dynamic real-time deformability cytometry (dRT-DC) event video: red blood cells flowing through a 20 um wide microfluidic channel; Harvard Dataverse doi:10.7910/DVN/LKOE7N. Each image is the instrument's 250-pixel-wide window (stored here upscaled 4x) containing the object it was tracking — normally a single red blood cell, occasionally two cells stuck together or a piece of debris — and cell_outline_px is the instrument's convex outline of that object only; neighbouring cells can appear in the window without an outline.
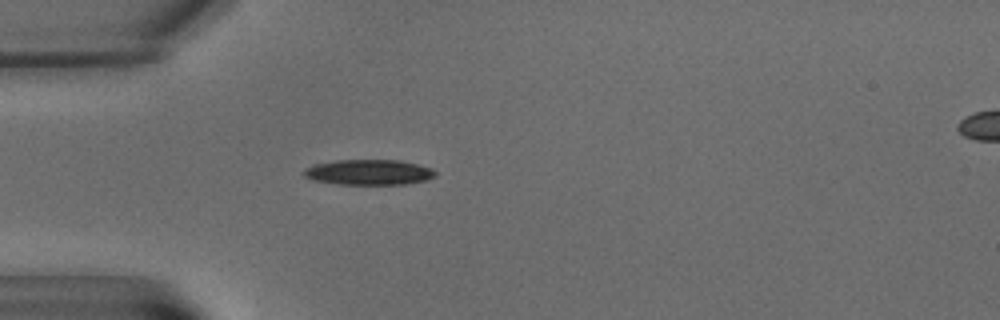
{"species": "common noctule bat (a hibernating species)", "species_latin": "Nyctalus noctula", "temperature_condition": "warm", "stored_images_in_passage": 4, "camera_frame_rate_fps": 3000, "um_per_image_px": 0.085, "animal": {"sex": "male", "body_mass_g": 15.6}, "frame": {"image": 1, "passage_image": 1, "time_ms": 0.0, "image_size_px": [1000, 320], "cell_outline_px": [[436, 176], [428, 180], [404, 184], [336, 184], [312, 180], [304, 176], [300, 172], [304, 168], [312, 164], [336, 160], [400, 160], [432, 168], [436, 172]], "centroid_in_image_um": [31.3, 14.64], "position_along_channel_um": 53.7, "area_um2": 19.71}}
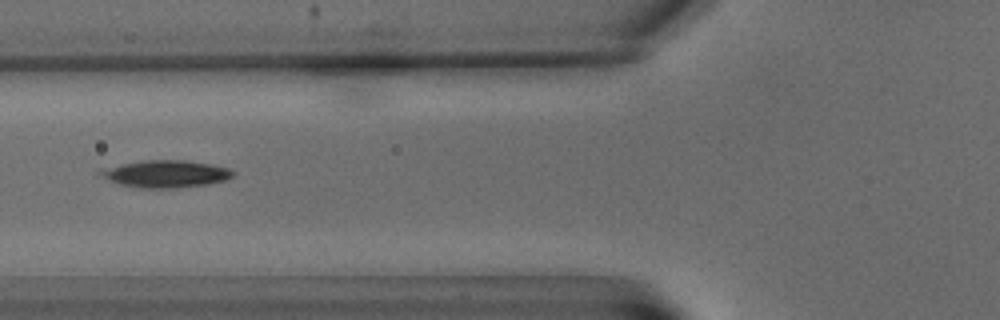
{"frame": {"image": 2, "passage_image": 3, "time_ms": 2.333, "image_size_px": [1000, 320], "cell_outline_px": [[236, 176], [224, 180], [204, 184], [176, 188], [140, 188], [120, 184], [96, 176], [96, 172], [100, 168], [144, 160], [184, 160], [212, 164], [228, 168], [236, 172]], "centroid_in_image_um": [14.02, 14.77], "position_along_channel_um": 111.8, "area_um2": 21.27}}
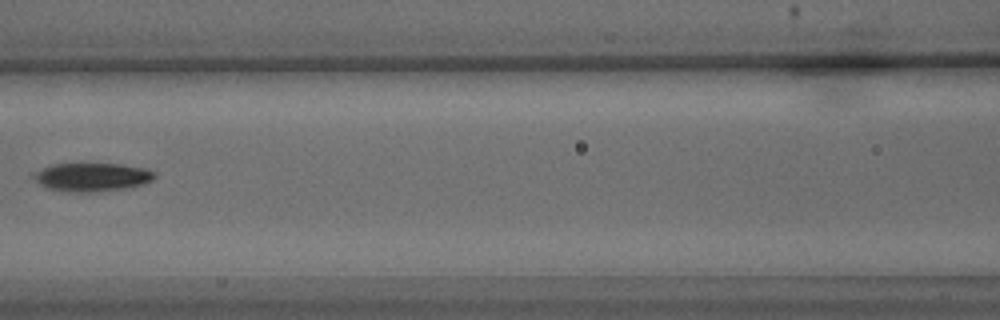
{"frame": {"image": 3, "passage_image": 4, "time_ms": 4.0, "image_size_px": [1000, 320], "cell_outline_px": [[156, 176], [152, 180], [144, 184], [132, 188], [92, 192], [64, 192], [48, 188], [40, 184], [28, 176], [32, 172], [52, 164], [120, 164], [148, 168], [156, 172]], "centroid_in_image_um": [7.81, 15.06], "position_along_channel_um": 158.8, "area_um2": 20.58}}